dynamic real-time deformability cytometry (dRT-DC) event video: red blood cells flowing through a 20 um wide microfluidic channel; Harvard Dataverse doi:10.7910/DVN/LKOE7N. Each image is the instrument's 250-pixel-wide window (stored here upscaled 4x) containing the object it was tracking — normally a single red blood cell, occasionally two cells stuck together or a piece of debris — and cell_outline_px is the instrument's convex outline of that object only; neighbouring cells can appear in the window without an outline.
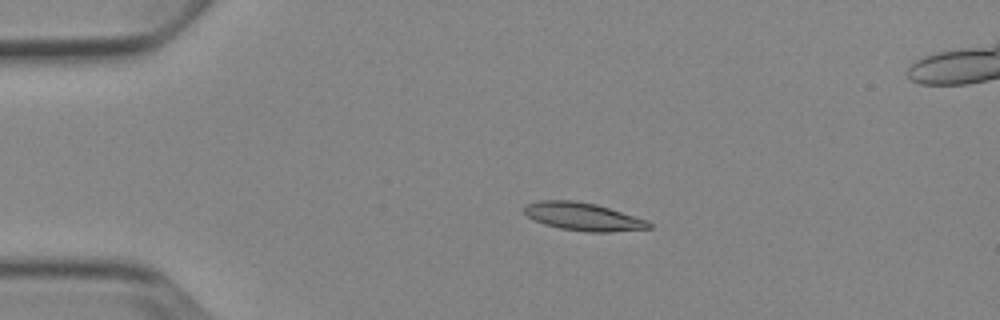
{"species": "Egyptian fruit bat (a non-hibernating species)", "species_latin": "Rousettus aegyptiacus", "temperature_condition": "cold", "stored_images_in_passage": 6, "camera_frame_rate_fps": 3000, "um_per_image_px": 0.085, "animal": {"sex": "female"}, "frame": {"image": 1, "passage_image": 4, "time_ms": 3.667, "image_size_px": [1000, 320], "cell_outline_px": [[652, 228], [608, 232], [588, 232], [560, 228], [544, 224], [528, 216], [524, 212], [524, 204], [540, 200], [576, 200], [596, 204], [648, 220], [652, 224]], "centroid_in_image_um": [49.57, 18.4], "position_along_channel_um": 35.4, "area_um2": 20.29}}